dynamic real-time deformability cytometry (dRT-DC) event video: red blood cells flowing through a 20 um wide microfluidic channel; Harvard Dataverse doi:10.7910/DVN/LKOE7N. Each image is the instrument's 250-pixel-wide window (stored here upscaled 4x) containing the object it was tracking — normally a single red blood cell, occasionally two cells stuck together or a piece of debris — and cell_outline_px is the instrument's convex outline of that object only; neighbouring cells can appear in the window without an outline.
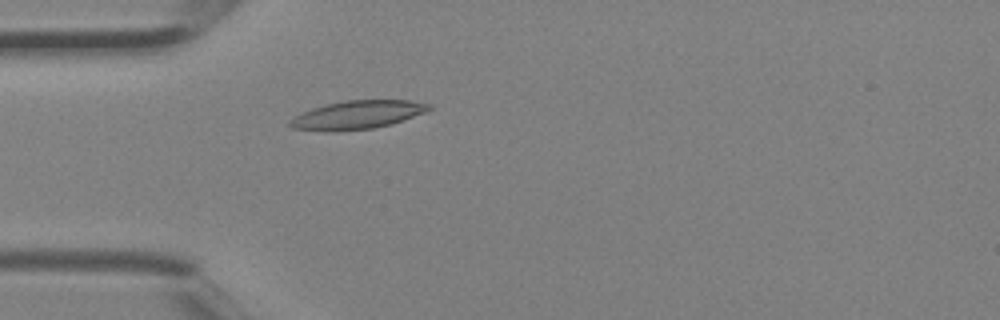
{"species": "Egyptian fruit bat (a non-hibernating species)", "species_latin": "Rousettus aegyptiacus", "temperature_condition": "room temperature", "stored_images_in_passage": 3, "camera_frame_rate_fps": 3000, "um_per_image_px": 0.085, "animal": {"sex": "female"}, "frame": {"image": 1, "passage_image": 3, "time_ms": 0.667, "image_size_px": [1000, 320], "cell_outline_px": [[432, 108], [424, 112], [392, 124], [372, 128], [292, 128], [288, 124], [288, 120], [312, 108], [344, 100], [408, 100], [432, 104]], "centroid_in_image_um": [30.48, 9.7], "position_along_channel_um": 54.5, "area_um2": 21.73}}